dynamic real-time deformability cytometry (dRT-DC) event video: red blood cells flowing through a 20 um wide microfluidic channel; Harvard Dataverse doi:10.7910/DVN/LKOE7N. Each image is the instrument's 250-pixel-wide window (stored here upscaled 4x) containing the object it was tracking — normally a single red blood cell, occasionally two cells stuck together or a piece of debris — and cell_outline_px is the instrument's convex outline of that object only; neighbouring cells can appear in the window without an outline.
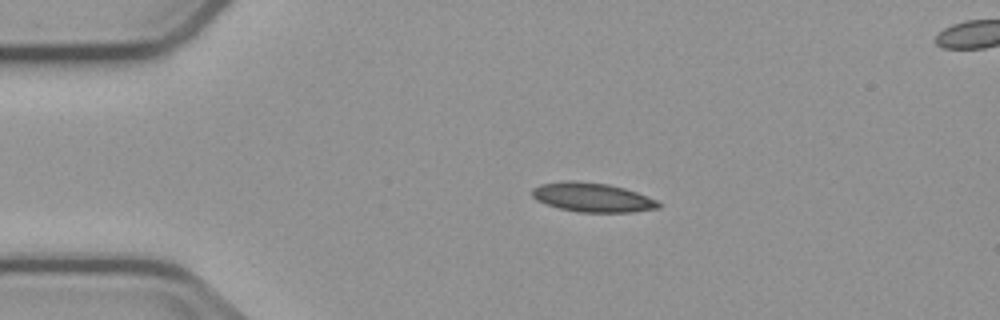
{"species": "common noctule bat (a hibernating species)", "species_latin": "Nyctalus noctula", "temperature_condition": "cold", "stored_images_in_passage": 2, "segment_of_instrument_passage": [1, 2], "camera_frame_rate_fps": 3000, "um_per_image_px": 0.085, "animal": {"sex": "male", "body_mass_g": 23.1, "forearm_length_mm": 52.7}, "frame": {"image": 1, "passage_image": 1, "time_ms": 0.0, "image_size_px": [1000, 320], "cell_outline_px": [[660, 208], [632, 212], [580, 212], [560, 208], [536, 200], [532, 196], [532, 188], [540, 184], [564, 180], [576, 180], [608, 184], [624, 188], [648, 196], [656, 200], [660, 204]], "centroid_in_image_um": [50.34, 16.76], "position_along_channel_um": 34.7, "area_um2": 21.5}}